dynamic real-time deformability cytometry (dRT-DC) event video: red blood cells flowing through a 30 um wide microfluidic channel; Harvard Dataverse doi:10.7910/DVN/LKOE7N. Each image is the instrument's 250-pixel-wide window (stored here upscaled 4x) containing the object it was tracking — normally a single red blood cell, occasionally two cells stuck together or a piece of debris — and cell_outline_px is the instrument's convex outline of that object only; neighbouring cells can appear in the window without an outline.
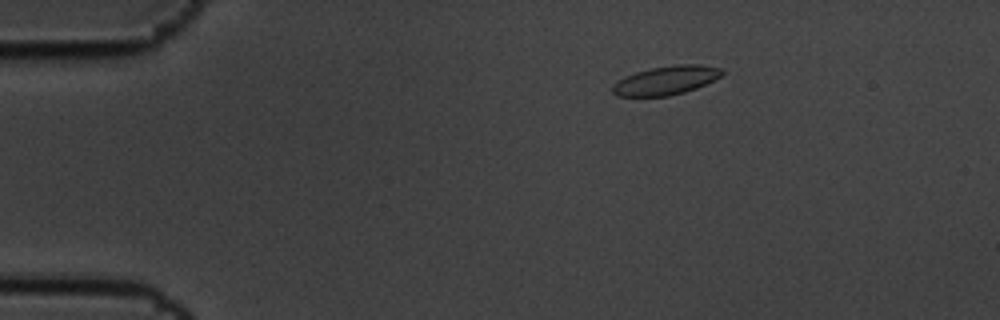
{"species": "common noctule bat (a hibernating species)", "species_latin": "Nyctalus noctula", "temperature_condition": "cold", "stored_images_in_passage": 3, "camera_frame_rate_fps": 3000, "um_per_image_px": 0.085, "animal": {"sex": "male", "body_mass_g": 19.5, "forearm_length_mm": 54.6}, "frame": {"image": 1, "passage_image": 1, "time_ms": 0.0, "image_size_px": [1000, 320], "cell_outline_px": [[724, 72], [720, 76], [696, 88], [684, 92], [668, 96], [616, 96], [612, 92], [612, 84], [624, 76], [636, 72], [652, 68], [680, 64], [696, 64], [720, 68]], "centroid_in_image_um": [56.55, 6.84], "position_along_channel_um": 28.4, "area_um2": 18.15}}